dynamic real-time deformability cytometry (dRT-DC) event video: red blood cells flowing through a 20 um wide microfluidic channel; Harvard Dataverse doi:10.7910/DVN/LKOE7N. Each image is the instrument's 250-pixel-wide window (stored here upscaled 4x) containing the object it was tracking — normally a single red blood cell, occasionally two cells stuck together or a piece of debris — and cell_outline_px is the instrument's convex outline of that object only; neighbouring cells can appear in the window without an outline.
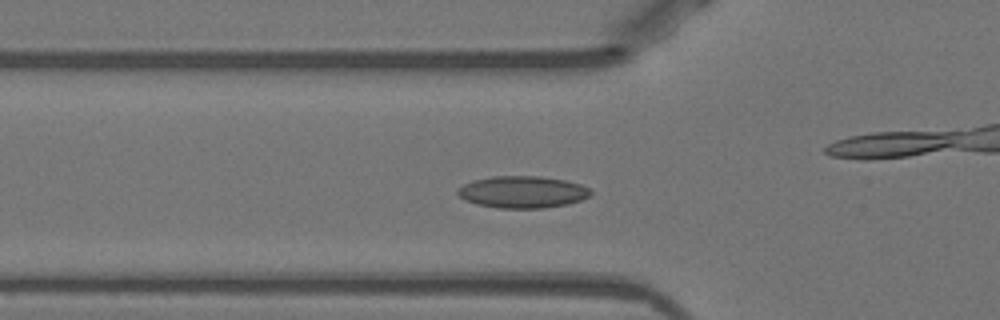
{"species": "Egyptian fruit bat (a non-hibernating species)", "species_latin": "Rousettus aegyptiacus", "temperature_condition": "warm", "stored_images_in_passage": 50, "camera_frame_rate_fps": 3000, "um_per_image_px": 0.085, "animal": {"sex": "female"}, "frame": {"image": 1, "passage_image": 15, "time_ms": 4.667, "image_size_px": [1000, 320], "cell_outline_px": [[592, 192], [588, 196], [580, 200], [568, 204], [544, 208], [500, 208], [476, 204], [464, 200], [456, 192], [456, 188], [472, 180], [492, 176], [540, 176], [564, 180], [580, 184], [588, 188]], "centroid_in_image_um": [44.37, 16.32], "position_along_channel_um": 81.4, "area_um2": 24.8}}
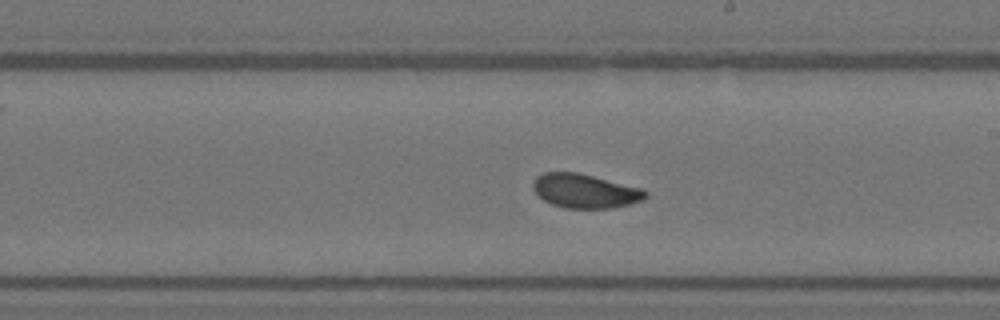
{"frame": {"image": 2, "passage_image": 27, "time_ms": 8.667, "image_size_px": [1000, 320], "cell_outline_px": [[648, 196], [644, 200], [612, 208], [564, 208], [552, 204], [544, 200], [532, 188], [532, 180], [536, 176], [544, 172], [580, 172], [644, 188], [648, 192]], "centroid_in_image_um": [49.75, 16.21], "position_along_channel_um": 239.2, "area_um2": 22.72}}
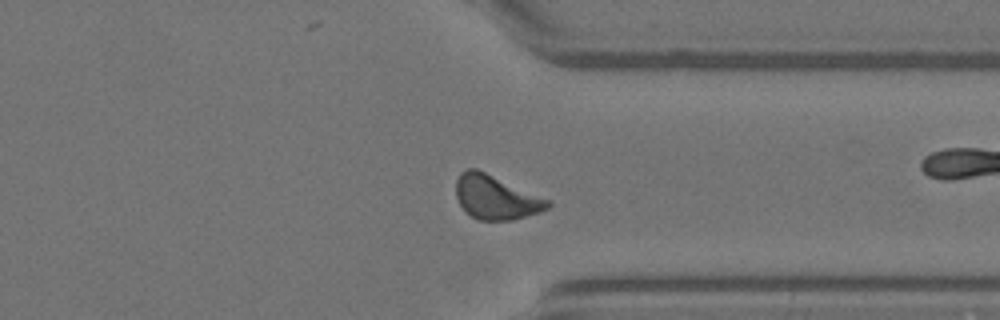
{"frame": {"image": 3, "passage_image": 37, "time_ms": 12.0, "image_size_px": [1000, 320], "cell_outline_px": [[552, 204], [548, 208], [540, 212], [512, 220], [480, 220], [472, 216], [460, 204], [456, 196], [456, 180], [460, 172], [468, 168], [476, 168], [552, 200]], "centroid_in_image_um": [42.18, 16.76], "position_along_channel_um": 369.2, "area_um2": 23.58}, "authors_computed_cell_mechanics": {"area_um2": 22.6576, "velocity_mm_per_s": 3.9287, "shape_relaxation_time_tau1_ms": 3.465, "shape_relaxation_time_tau2_ms": 2.6232, "deformation_change_tau1": 0.0841, "deformation_change_tau2": 0.0803}}